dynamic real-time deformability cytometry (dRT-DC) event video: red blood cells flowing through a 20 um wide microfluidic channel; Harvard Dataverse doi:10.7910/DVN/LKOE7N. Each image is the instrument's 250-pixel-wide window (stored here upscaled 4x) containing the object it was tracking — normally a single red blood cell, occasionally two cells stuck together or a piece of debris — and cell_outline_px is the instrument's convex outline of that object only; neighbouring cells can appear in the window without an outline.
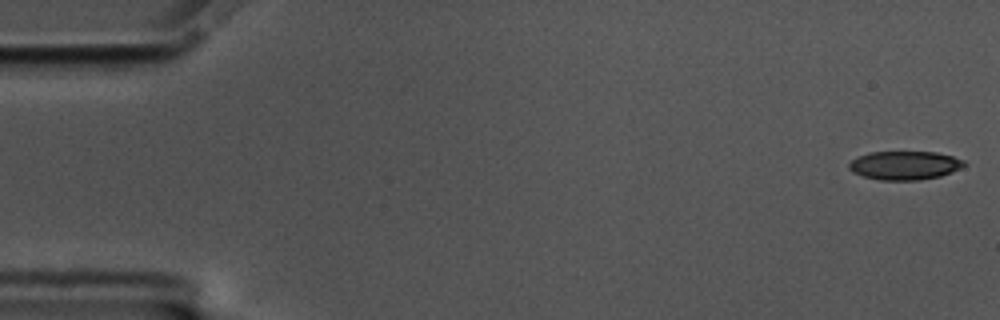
{"species": "common noctule bat (a hibernating species)", "species_latin": "Nyctalus noctula", "temperature_condition": "cold", "stored_images_in_passage": 57, "camera_frame_rate_fps": 3000, "um_per_image_px": 0.085, "animal": {"sex": "male", "body_mass_g": 17.5, "forearm_length_mm": 52.3}, "frame": {"image": 1, "passage_image": 1, "time_ms": 0.0, "image_size_px": [1000, 320], "cell_outline_px": [[968, 164], [952, 172], [940, 176], [920, 180], [880, 180], [864, 176], [852, 172], [848, 168], [848, 164], [856, 156], [868, 152], [936, 152], [952, 156], [964, 160]], "centroid_in_image_um": [76.89, 14.05], "position_along_channel_um": 8.1, "area_um2": 19.36}}
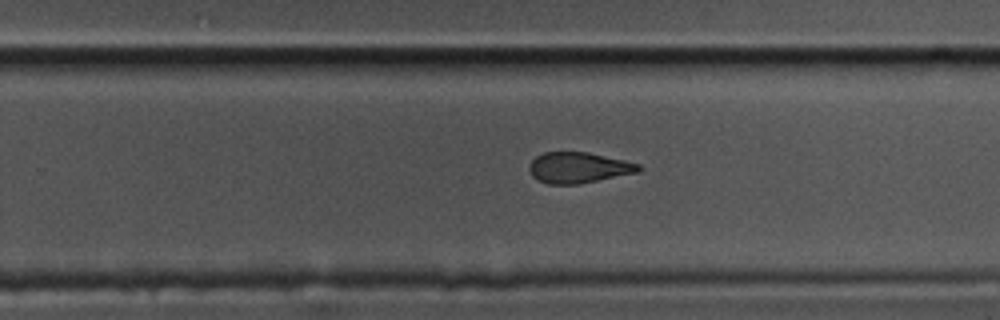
{"frame": {"image": 2, "passage_image": 36, "time_ms": 11.667, "image_size_px": [1000, 320], "cell_outline_px": [[644, 168], [640, 172], [576, 184], [548, 184], [536, 180], [532, 176], [528, 168], [528, 164], [536, 156], [544, 152], [588, 152], [624, 160], [640, 164]], "centroid_in_image_um": [49.17, 14.25], "position_along_channel_um": 280.6, "area_um2": 19.77}}
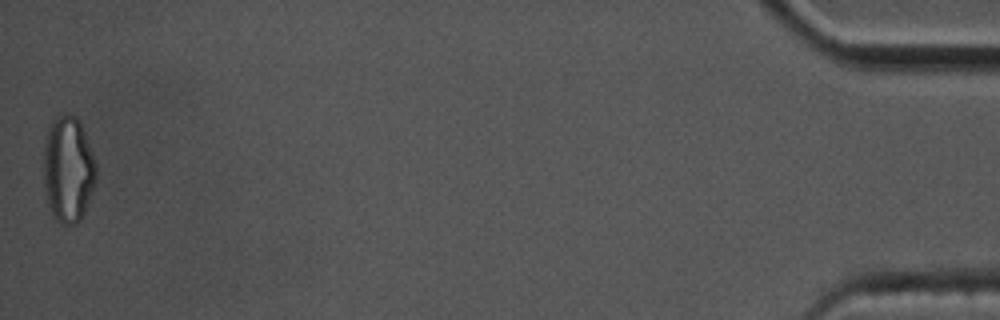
{"frame": {"image": 3, "passage_image": 57, "time_ms": 18.667, "image_size_px": [1000, 320], "cell_outline_px": [[96, 180], [80, 220], [76, 224], [64, 224], [56, 220], [52, 216], [48, 204], [44, 188], [44, 144], [48, 128], [52, 120], [56, 116], [64, 112], [68, 112], [76, 116], [80, 120], [96, 164]], "centroid_in_image_um": [5.77, 14.34], "position_along_channel_um": 429.4, "area_um2": 32.66}, "authors_computed_cell_mechanics": {"area_um2": 20.9814, "velocity_mm_per_s": 3.4894, "shape_relaxation_time_tau1_ms": null, "shape_relaxation_time_tau2_ms": 2.883, "deformation_change_tau1": null, "deformation_change_tau2": 0.1151}}